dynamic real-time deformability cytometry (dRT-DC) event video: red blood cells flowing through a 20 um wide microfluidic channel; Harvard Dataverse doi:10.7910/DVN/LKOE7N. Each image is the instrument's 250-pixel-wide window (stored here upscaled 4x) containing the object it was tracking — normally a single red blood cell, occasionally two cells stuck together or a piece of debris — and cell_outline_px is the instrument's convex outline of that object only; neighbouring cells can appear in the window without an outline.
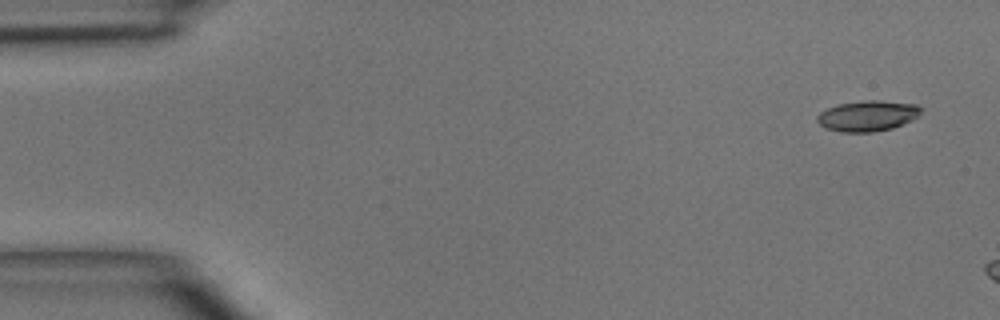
{"species": "common noctule bat (a hibernating species)", "species_latin": "Nyctalus noctula", "temperature_condition": "room temperature", "stored_images_in_passage": 3, "camera_frame_rate_fps": 3000, "um_per_image_px": 0.085, "animal": {"sex": "male", "body_mass_g": 15.6}, "frame": {"image": 1, "passage_image": 1, "time_ms": 0.0, "image_size_px": [1000, 320], "cell_outline_px": [[924, 108], [912, 120], [904, 124], [892, 128], [872, 132], [840, 132], [828, 128], [820, 124], [816, 120], [816, 116], [820, 112], [836, 104], [864, 100], [876, 100], [916, 104]], "centroid_in_image_um": [73.74, 9.84], "position_along_channel_um": 11.3, "area_um2": 18.55}}